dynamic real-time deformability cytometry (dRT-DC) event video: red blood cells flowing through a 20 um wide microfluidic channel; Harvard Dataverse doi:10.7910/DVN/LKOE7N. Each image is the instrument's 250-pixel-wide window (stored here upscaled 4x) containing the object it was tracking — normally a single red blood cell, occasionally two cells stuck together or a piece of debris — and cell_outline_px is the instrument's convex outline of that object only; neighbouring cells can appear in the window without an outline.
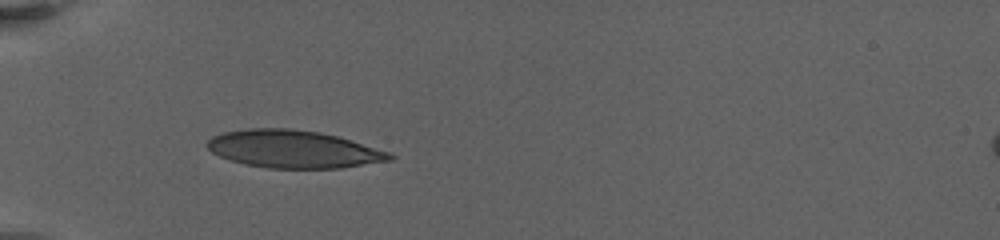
{"species": "human", "species_latin": "Homo sapiens", "temperature_condition": "warm", "stored_images_in_passage": 41, "camera_frame_rate_fps": 3000, "um_per_image_px": 0.085, "donor": {"sex": "female"}, "frame": {"image": 1, "passage_image": 11, "time_ms": 7.0, "image_size_px": [1000, 240], "cell_outline_px": [[396, 156], [392, 160], [340, 168], [268, 168], [244, 164], [220, 156], [212, 152], [204, 144], [212, 136], [224, 132], [248, 128], [288, 128], [320, 132], [336, 136], [388, 152]], "centroid_in_image_um": [24.9, 12.67], "position_along_channel_um": 60.1, "area_um2": 39.77}}
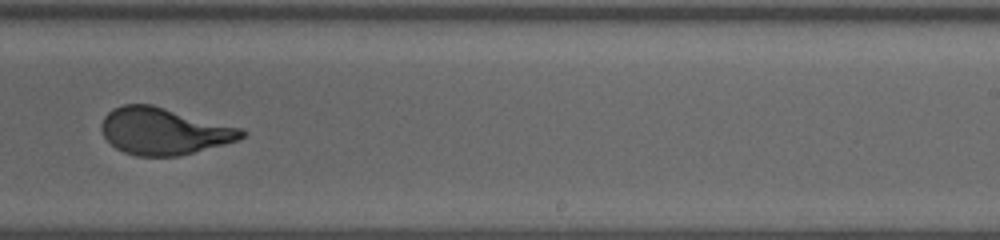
{"frame": {"image": 2, "passage_image": 22, "time_ms": 14.333, "image_size_px": [1000, 240], "cell_outline_px": [[248, 132], [244, 136], [236, 140], [224, 144], [180, 156], [136, 156], [124, 152], [116, 148], [104, 136], [100, 128], [100, 124], [104, 116], [112, 108], [124, 104], [152, 104], [244, 128]], "centroid_in_image_um": [13.93, 11.14], "position_along_channel_um": 275.1, "area_um2": 38.55}}
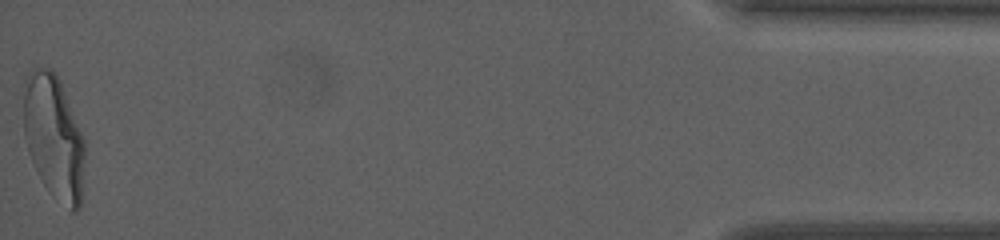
{"frame": {"image": 3, "passage_image": 41, "time_ms": 22.0, "image_size_px": [1000, 240], "cell_outline_px": [[84, 160], [80, 208], [76, 212], [72, 212], [48, 192], [36, 172], [28, 152], [24, 136], [24, 84], [28, 72], [32, 68], [52, 68], [60, 80], [84, 136]], "centroid_in_image_um": [4.57, 11.65], "position_along_channel_um": 430.6, "area_um2": 44.74}, "authors_computed_cell_mechanics": {"area_um2": 38.6682, "velocity_mm_per_s": 3.1049, "shape_relaxation_time_tau1_ms": 8.6085, "shape_relaxation_time_tau2_ms": null, "deformation_change_tau1": 0.2863, "deformation_change_tau2": null}}